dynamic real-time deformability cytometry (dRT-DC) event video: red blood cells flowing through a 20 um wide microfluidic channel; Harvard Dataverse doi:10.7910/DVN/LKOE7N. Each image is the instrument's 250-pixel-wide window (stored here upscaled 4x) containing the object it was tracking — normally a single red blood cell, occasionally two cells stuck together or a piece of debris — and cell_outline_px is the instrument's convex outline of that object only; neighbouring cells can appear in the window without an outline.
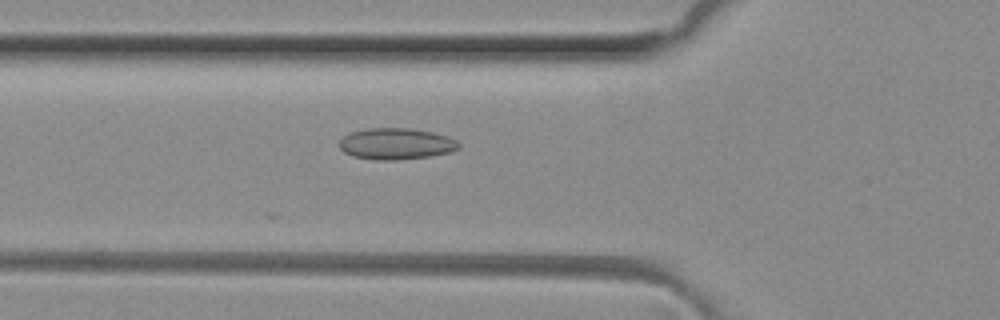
{"species": "common noctule bat (a hibernating species)", "species_latin": "Nyctalus noctula", "temperature_condition": "room temperature", "stored_images_in_passage": 22, "camera_frame_rate_fps": 3000, "um_per_image_px": 0.085, "animal": {"sex": "female", "body_mass_g": 29.2, "forearm_length_mm": 56.3}, "frame": {"image": 1, "passage_image": 3, "time_ms": 0.667, "image_size_px": [1000, 320], "cell_outline_px": [[460, 148], [448, 152], [428, 156], [396, 160], [376, 160], [352, 156], [344, 152], [340, 148], [340, 140], [348, 132], [368, 128], [412, 128], [432, 132], [448, 136], [456, 140], [460, 144]], "centroid_in_image_um": [33.65, 12.21], "position_along_channel_um": 92.2, "area_um2": 21.85}}
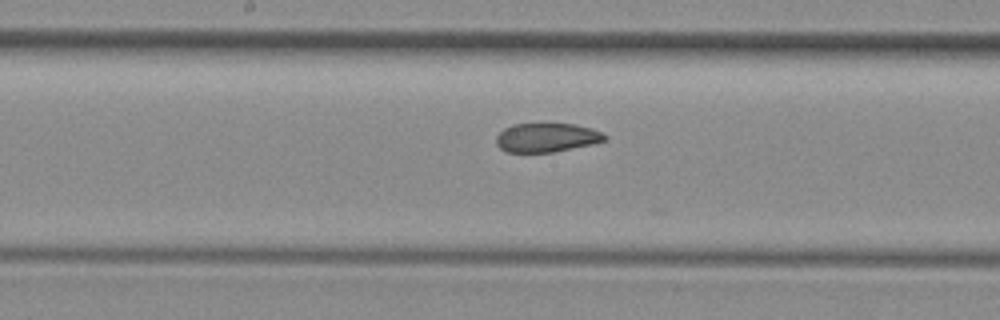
{"frame": {"image": 2, "passage_image": 11, "time_ms": 3.333, "image_size_px": [1000, 320], "cell_outline_px": [[608, 140], [592, 144], [552, 152], [508, 152], [500, 148], [496, 144], [496, 136], [504, 128], [512, 124], [572, 124], [592, 128], [604, 132], [608, 136]], "centroid_in_image_um": [46.5, 11.69], "position_along_channel_um": 201.7, "area_um2": 18.38}}
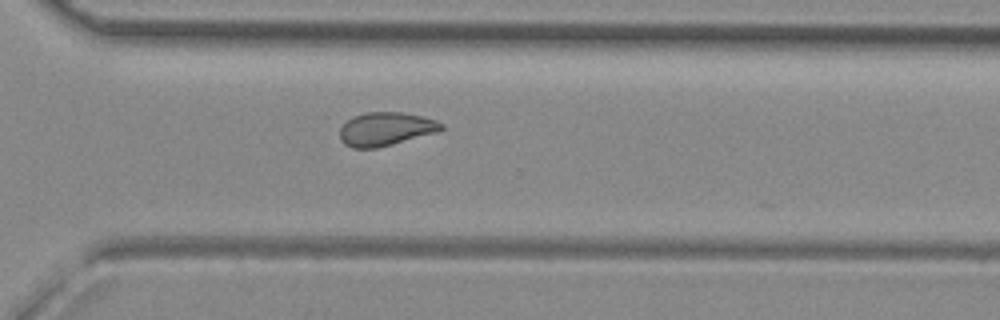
{"frame": {"image": 3, "passage_image": 21, "time_ms": 6.667, "image_size_px": [1000, 320], "cell_outline_px": [[444, 128], [440, 132], [376, 148], [352, 148], [344, 144], [340, 140], [340, 128], [352, 116], [364, 112], [404, 112], [436, 120], [444, 124]], "centroid_in_image_um": [32.8, 10.96], "position_along_channel_um": 337.8, "area_um2": 20.0}}